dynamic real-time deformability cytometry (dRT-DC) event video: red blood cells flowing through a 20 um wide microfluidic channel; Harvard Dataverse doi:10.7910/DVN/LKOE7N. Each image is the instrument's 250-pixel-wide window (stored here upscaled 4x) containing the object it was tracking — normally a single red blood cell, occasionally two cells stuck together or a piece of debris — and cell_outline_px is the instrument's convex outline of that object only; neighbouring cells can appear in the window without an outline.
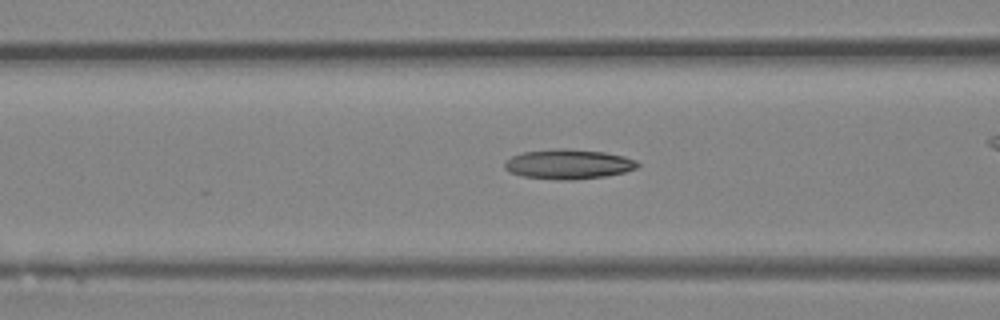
{"species": "Egyptian fruit bat (a non-hibernating species)", "species_latin": "Rousettus aegyptiacus", "temperature_condition": "room temperature", "stored_images_in_passage": 31, "camera_frame_rate_fps": 3000, "um_per_image_px": 0.085, "animal": {"sex": "female"}, "frame": {"image": 1, "passage_image": 5, "time_ms": 1.333, "image_size_px": [1000, 320], "cell_outline_px": [[640, 164], [636, 168], [624, 172], [604, 176], [576, 180], [556, 180], [520, 176], [508, 172], [504, 168], [504, 164], [512, 156], [524, 152], [560, 148], [568, 148], [604, 152], [624, 156], [636, 160]], "centroid_in_image_um": [48.3, 13.96], "position_along_channel_um": 118.3, "area_um2": 23.18}}
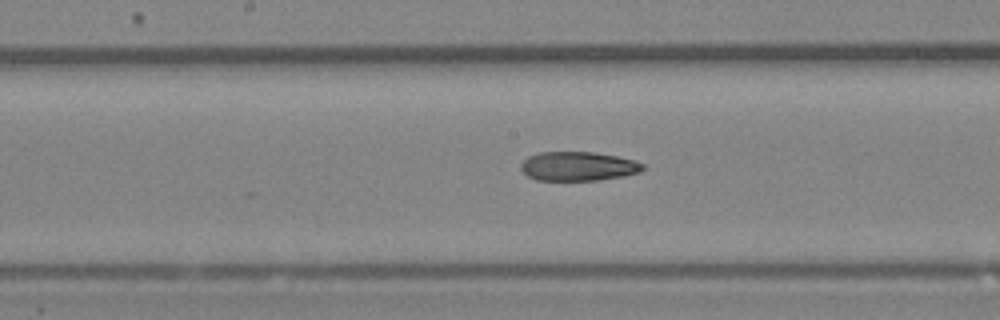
{"frame": {"image": 2, "passage_image": 10, "time_ms": 3.0, "image_size_px": [1000, 320], "cell_outline_px": [[644, 168], [640, 172], [624, 176], [600, 180], [536, 180], [528, 176], [520, 168], [520, 164], [528, 156], [540, 152], [592, 152], [616, 156], [636, 160], [644, 164]], "centroid_in_image_um": [49.15, 14.13], "position_along_channel_um": 199.0, "area_um2": 20.75}}
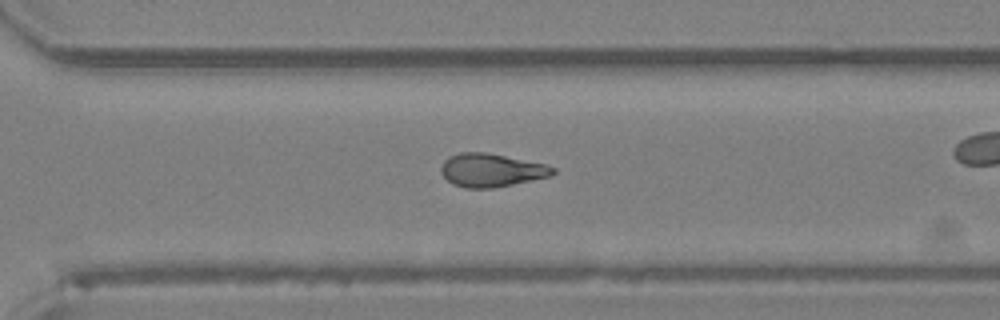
{"frame": {"image": 3, "passage_image": 18, "time_ms": 5.667, "image_size_px": [1000, 320], "cell_outline_px": [[556, 172], [552, 176], [492, 188], [464, 188], [452, 184], [440, 172], [440, 168], [444, 160], [448, 156], [460, 152], [484, 152], [544, 164], [556, 168]], "centroid_in_image_um": [41.73, 14.47], "position_along_channel_um": 328.9, "area_um2": 21.62}}